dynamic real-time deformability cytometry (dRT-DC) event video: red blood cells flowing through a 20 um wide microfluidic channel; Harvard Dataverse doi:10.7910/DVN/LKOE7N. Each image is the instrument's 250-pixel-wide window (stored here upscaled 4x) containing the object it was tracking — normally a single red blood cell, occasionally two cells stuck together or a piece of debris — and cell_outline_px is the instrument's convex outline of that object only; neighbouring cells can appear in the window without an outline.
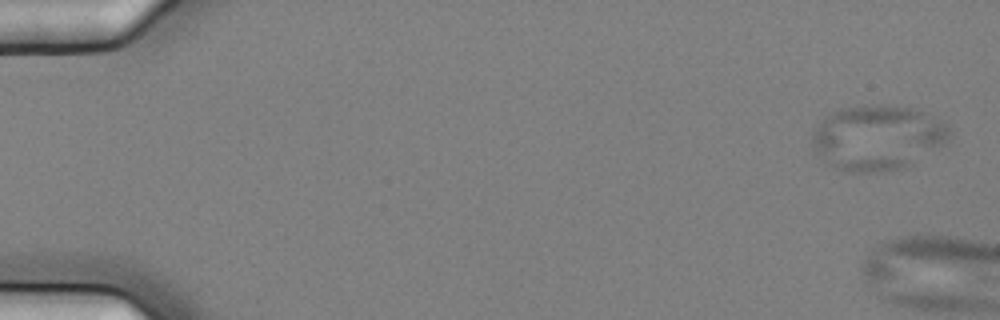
{"species": "common noctule bat (a hibernating species)", "species_latin": "Nyctalus noctula", "temperature_condition": "cold", "stored_images_in_passage": 3, "camera_frame_rate_fps": 3000, "um_per_image_px": 0.085, "animal": {"sex": "female", "body_mass_g": 25.1}, "frame": {"image": 1, "passage_image": 1, "time_ms": 0.0, "image_size_px": [1000, 320], "cell_outline_px": [[948, 144], [912, 164], [904, 168], [872, 172], [852, 172], [836, 168], [828, 164], [812, 148], [812, 128], [824, 116], [840, 108], [864, 104], [888, 104], [912, 108], [948, 120]], "centroid_in_image_um": [74.61, 11.66], "position_along_channel_um": 10.4, "area_um2": 53.12}}